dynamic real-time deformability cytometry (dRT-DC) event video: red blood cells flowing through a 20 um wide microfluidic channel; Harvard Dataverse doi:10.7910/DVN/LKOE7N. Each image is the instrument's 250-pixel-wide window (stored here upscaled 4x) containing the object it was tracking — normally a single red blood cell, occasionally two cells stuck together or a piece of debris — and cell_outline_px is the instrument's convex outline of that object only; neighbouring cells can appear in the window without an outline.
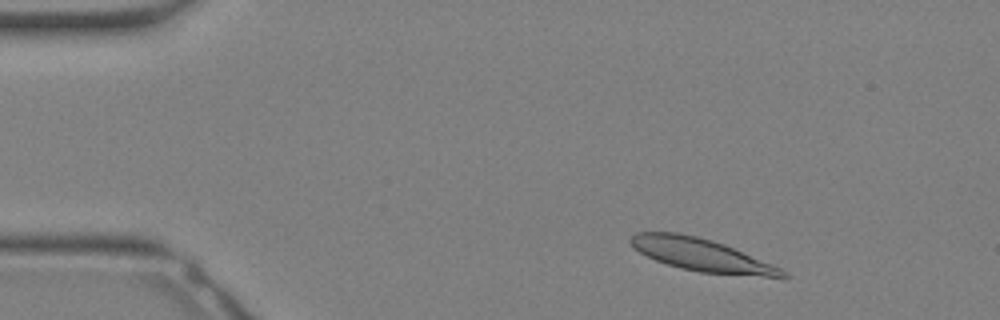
{"species": "Egyptian fruit bat (a non-hibernating species)", "species_latin": "Rousettus aegyptiacus", "temperature_condition": "warm", "stored_images_in_passage": 31, "camera_frame_rate_fps": 3000, "um_per_image_px": 0.085, "animal": {"sex": "female"}, "frame": {"image": 1, "passage_image": 3, "time_ms": 0.667, "image_size_px": [1000, 320], "cell_outline_px": [[788, 280], [700, 272], [680, 268], [656, 260], [632, 248], [628, 240], [636, 232], [676, 232], [696, 236], [712, 240], [724, 244], [772, 264], [788, 272]], "centroid_in_image_um": [59.72, 21.7], "position_along_channel_um": 25.3, "area_um2": 29.3}}
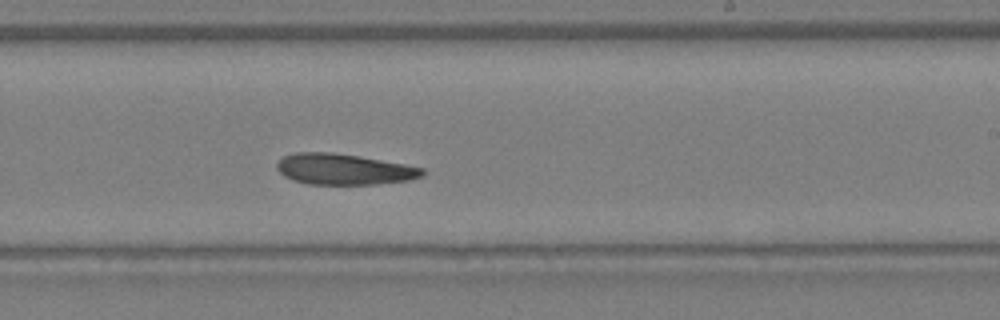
{"frame": {"image": 2, "passage_image": 18, "time_ms": 5.667, "image_size_px": [1000, 320], "cell_outline_px": [[424, 176], [408, 180], [372, 184], [308, 184], [292, 180], [284, 176], [276, 168], [276, 164], [284, 156], [296, 152], [332, 152], [360, 156], [404, 164], [424, 168]], "centroid_in_image_um": [29.21, 14.38], "position_along_channel_um": 259.8, "area_um2": 26.13}}
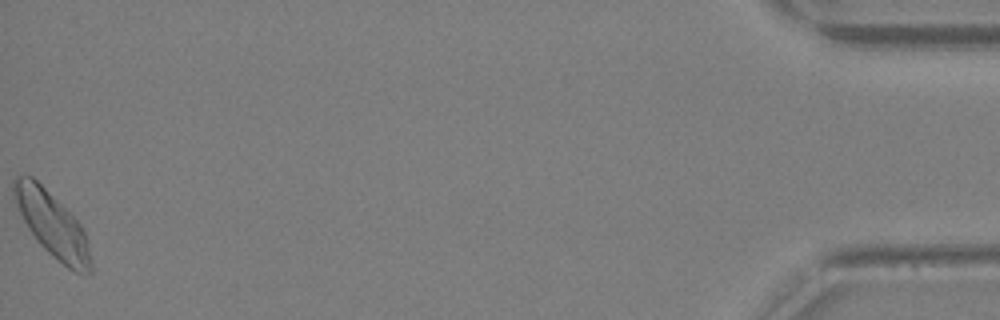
{"frame": {"image": 3, "passage_image": 31, "time_ms": 10.0, "image_size_px": [1000, 320], "cell_outline_px": [[92, 272], [76, 272], [68, 268], [52, 256], [36, 240], [28, 228], [12, 196], [12, 180], [16, 176], [32, 176], [80, 224], [84, 232], [92, 260]], "centroid_in_image_um": [4.41, 19.09], "position_along_channel_um": 430.8, "area_um2": 28.38}}